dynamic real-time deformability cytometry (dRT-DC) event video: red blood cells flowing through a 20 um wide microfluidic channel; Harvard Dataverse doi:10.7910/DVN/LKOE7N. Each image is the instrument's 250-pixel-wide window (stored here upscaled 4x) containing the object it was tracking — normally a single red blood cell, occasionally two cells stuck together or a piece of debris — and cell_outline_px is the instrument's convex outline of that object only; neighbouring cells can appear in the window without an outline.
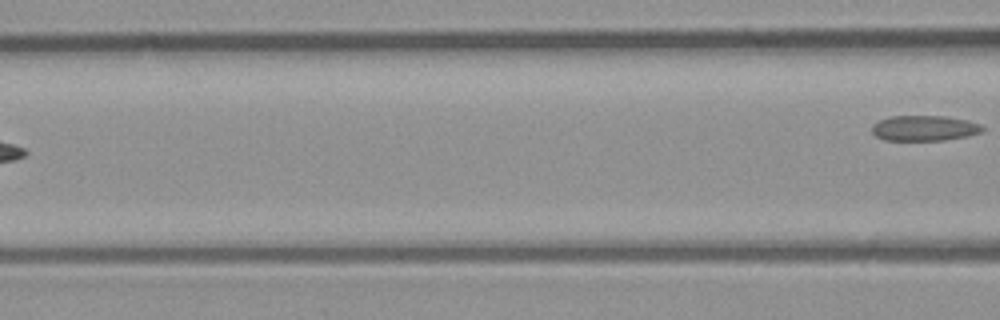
{"species": "common noctule bat (a hibernating species)", "species_latin": "Nyctalus noctula", "temperature_condition": "room temperature", "stored_images_in_passage": 5, "camera_frame_rate_fps": 3000, "um_per_image_px": 0.085, "animal": {"sex": "male", "body_mass_g": 23.1, "forearm_length_mm": 52.7}, "frame": {"image": 1, "passage_image": 5, "time_ms": 1.333, "image_size_px": [1000, 320], "cell_outline_px": [[984, 128], [980, 132], [968, 136], [944, 140], [884, 140], [876, 136], [872, 132], [872, 124], [888, 116], [944, 116], [968, 120], [980, 124]], "centroid_in_image_um": [78.55, 10.89], "position_along_channel_um": 88.0, "area_um2": 16.36}}